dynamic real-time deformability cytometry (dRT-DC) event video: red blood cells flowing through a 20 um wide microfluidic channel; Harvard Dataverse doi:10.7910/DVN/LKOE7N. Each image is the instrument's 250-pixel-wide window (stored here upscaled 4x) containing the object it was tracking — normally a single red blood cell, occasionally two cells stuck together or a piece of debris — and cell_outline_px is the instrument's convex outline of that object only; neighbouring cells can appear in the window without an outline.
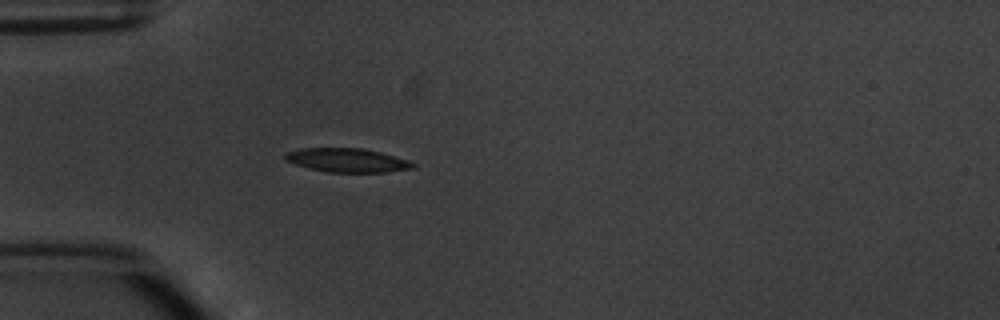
{"species": "common noctule bat (a hibernating species)", "species_latin": "Nyctalus noctula", "temperature_condition": "warm", "stored_images_in_passage": 3, "camera_frame_rate_fps": 3000, "um_per_image_px": 0.085, "animal": {"sex": "male", "body_mass_g": 20.1, "forearm_length_mm": 53.5}, "frame": {"image": 1, "passage_image": 3, "time_ms": 3.333, "image_size_px": [1000, 320], "cell_outline_px": [[416, 168], [388, 172], [328, 172], [308, 168], [284, 160], [284, 152], [300, 148], [364, 148], [380, 152], [408, 160], [416, 164]], "centroid_in_image_um": [29.5, 13.62], "position_along_channel_um": 55.5, "area_um2": 17.92}}